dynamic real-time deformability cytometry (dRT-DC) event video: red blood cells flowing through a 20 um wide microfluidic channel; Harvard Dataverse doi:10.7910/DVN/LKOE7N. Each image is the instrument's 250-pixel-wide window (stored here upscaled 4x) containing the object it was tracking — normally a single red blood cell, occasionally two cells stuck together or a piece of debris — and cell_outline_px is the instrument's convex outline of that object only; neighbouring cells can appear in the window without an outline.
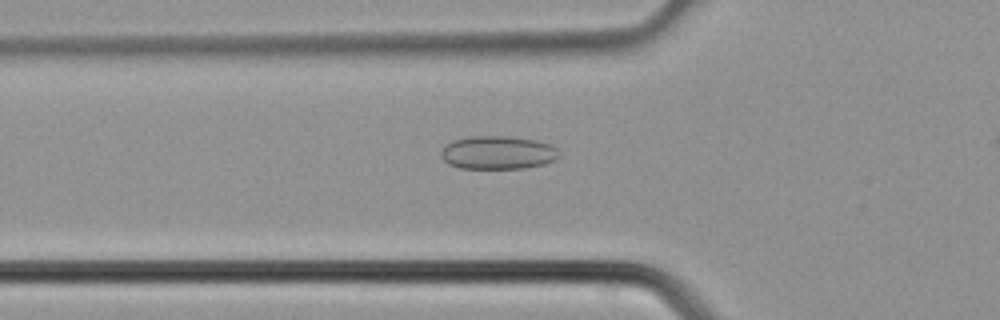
{"species": "common noctule bat (a hibernating species)", "species_latin": "Nyctalus noctula", "temperature_condition": "cold", "stored_images_in_passage": 22, "camera_frame_rate_fps": 3000, "um_per_image_px": 0.085, "animal": {"sex": "male", "body_mass_g": 21.5, "forearm_length_mm": 52.0}, "frame": {"image": 1, "passage_image": 2, "time_ms": 0.333, "image_size_px": [1000, 320], "cell_outline_px": [[560, 156], [556, 160], [544, 164], [524, 168], [460, 168], [448, 164], [440, 156], [440, 152], [444, 144], [452, 140], [468, 136], [508, 136], [536, 140], [548, 144], [556, 148]], "centroid_in_image_um": [42.27, 12.96], "position_along_channel_um": 83.5, "area_um2": 23.12}}
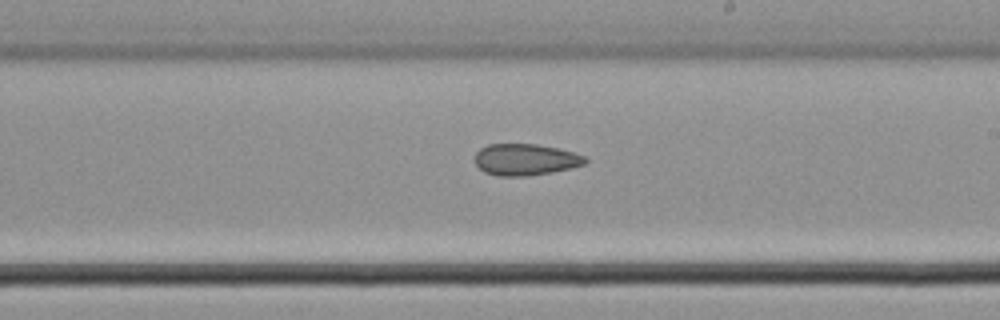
{"frame": {"image": 2, "passage_image": 11, "time_ms": 3.333, "image_size_px": [1000, 320], "cell_outline_px": [[588, 160], [584, 164], [552, 172], [524, 176], [496, 176], [484, 172], [476, 164], [476, 152], [480, 148], [488, 144], [536, 144], [560, 148], [584, 156]], "centroid_in_image_um": [44.64, 13.56], "position_along_channel_um": 244.4, "area_um2": 20.17}}
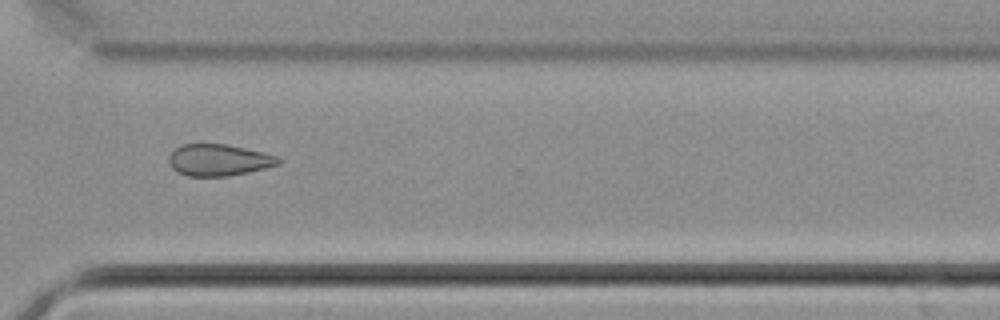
{"frame": {"image": 3, "passage_image": 17, "time_ms": 5.333, "image_size_px": [1000, 320], "cell_outline_px": [[284, 160], [280, 164], [248, 172], [228, 176], [188, 176], [176, 172], [172, 168], [168, 160], [168, 156], [176, 148], [184, 144], [228, 144], [264, 152], [276, 156]], "centroid_in_image_um": [18.6, 13.6], "position_along_channel_um": 352.0, "area_um2": 20.29}}